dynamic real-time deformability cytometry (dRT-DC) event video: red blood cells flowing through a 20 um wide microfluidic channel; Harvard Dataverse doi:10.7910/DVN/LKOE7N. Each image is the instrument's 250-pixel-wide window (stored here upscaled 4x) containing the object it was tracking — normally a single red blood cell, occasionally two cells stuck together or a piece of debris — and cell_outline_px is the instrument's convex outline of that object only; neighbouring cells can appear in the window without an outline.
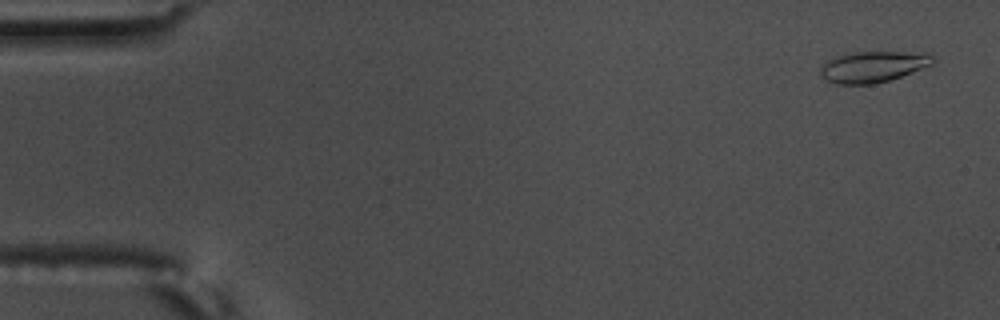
{"species": "common noctule bat (a hibernating species)", "species_latin": "Nyctalus noctula", "temperature_condition": "warm", "stored_images_in_passage": 57, "camera_frame_rate_fps": 3000, "um_per_image_px": 0.085, "animal": {"sex": "male", "body_mass_g": 17.5, "forearm_length_mm": 52.3}, "frame": {"image": 1, "passage_image": 3, "time_ms": 0.667, "image_size_px": [1000, 320], "cell_outline_px": [[936, 60], [932, 64], [900, 76], [888, 80], [872, 84], [840, 84], [824, 80], [820, 76], [820, 68], [828, 60], [836, 56], [856, 52], [928, 52], [936, 56]], "centroid_in_image_um": [74.22, 5.66], "position_along_channel_um": 10.8, "area_um2": 20.35}}
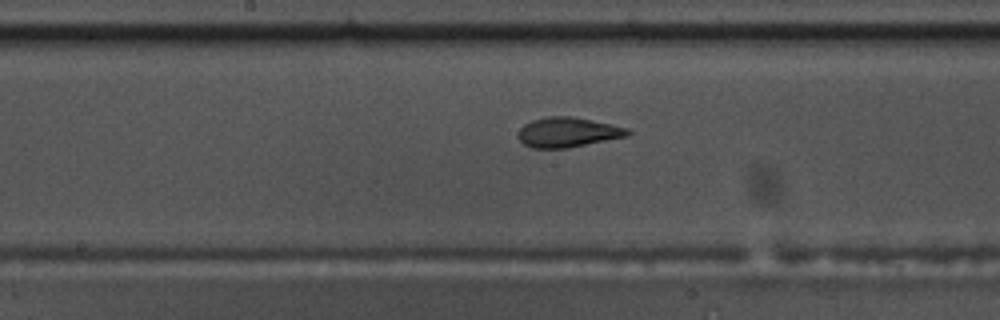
{"frame": {"image": 2, "passage_image": 30, "time_ms": 9.667, "image_size_px": [1000, 320], "cell_outline_px": [[632, 132], [628, 136], [568, 148], [532, 148], [524, 144], [520, 140], [520, 128], [524, 124], [532, 120], [548, 116], [572, 116], [592, 120], [628, 128]], "centroid_in_image_um": [48.29, 11.24], "position_along_channel_um": 199.9, "area_um2": 18.96}}
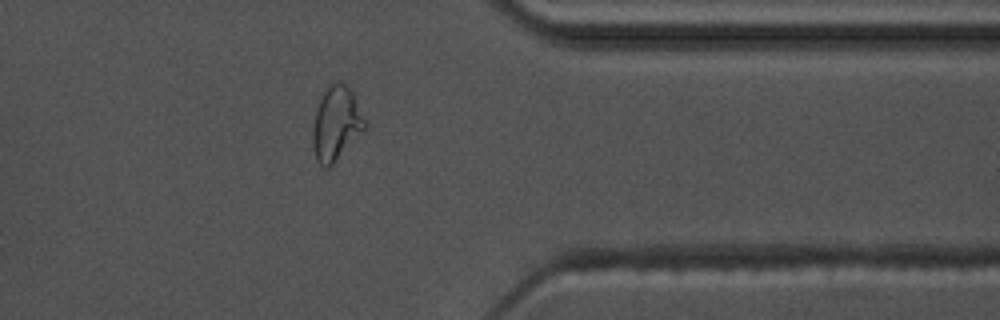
{"frame": {"image": 3, "passage_image": 46, "time_ms": 15.0, "image_size_px": [1000, 320], "cell_outline_px": [[368, 128], [328, 168], [324, 168], [316, 160], [312, 144], [312, 128], [316, 108], [320, 96], [328, 84], [336, 80], [340, 80], [352, 88], [368, 124]], "centroid_in_image_um": [28.6, 10.44], "position_along_channel_um": 382.8, "area_um2": 23.35}, "authors_computed_cell_mechanics": {"area_um2": 19.4208, "velocity_mm_per_s": 3.6202, "shape_relaxation_time_tau1_ms": 5.7658, "shape_relaxation_time_tau2_ms": 1.3957, "deformation_change_tau1": 0.208, "deformation_change_tau2": 0.0897}}